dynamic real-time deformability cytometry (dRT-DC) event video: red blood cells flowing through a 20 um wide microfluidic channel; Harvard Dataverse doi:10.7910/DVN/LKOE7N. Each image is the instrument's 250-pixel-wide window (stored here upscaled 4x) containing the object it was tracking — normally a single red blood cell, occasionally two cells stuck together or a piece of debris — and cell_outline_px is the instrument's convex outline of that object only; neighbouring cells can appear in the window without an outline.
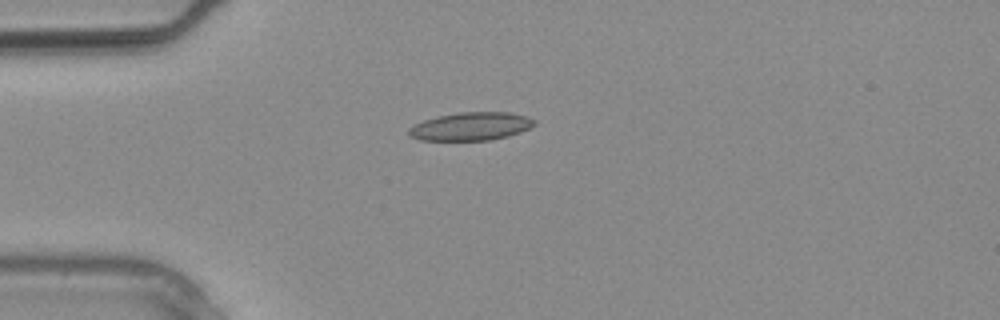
{"species": "common noctule bat (a hibernating species)", "species_latin": "Nyctalus noctula", "temperature_condition": "warm", "stored_images_in_passage": 4, "camera_frame_rate_fps": 3000, "um_per_image_px": 0.085, "animal": {"sex": "male", "body_mass_g": 20.4}, "frame": {"image": 1, "passage_image": 3, "time_ms": 0.667, "image_size_px": [1000, 320], "cell_outline_px": [[536, 124], [520, 132], [508, 136], [492, 140], [420, 140], [408, 136], [408, 128], [412, 124], [436, 116], [460, 112], [508, 112], [528, 116], [536, 120]], "centroid_in_image_um": [40.0, 10.74], "position_along_channel_um": 45.0, "area_um2": 20.81}}